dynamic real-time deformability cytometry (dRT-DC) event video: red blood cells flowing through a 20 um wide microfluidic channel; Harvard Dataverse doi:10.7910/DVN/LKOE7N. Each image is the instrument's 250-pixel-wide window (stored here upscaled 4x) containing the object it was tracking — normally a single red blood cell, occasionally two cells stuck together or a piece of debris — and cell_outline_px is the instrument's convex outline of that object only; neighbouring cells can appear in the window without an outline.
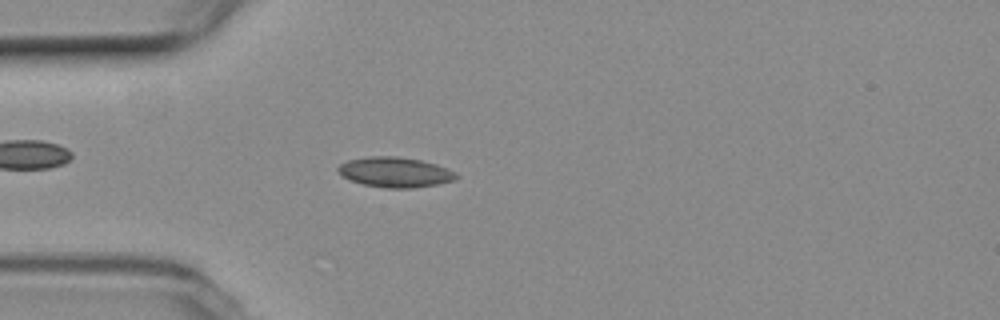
{"species": "common noctule bat (a hibernating species)", "species_latin": "Nyctalus noctula", "temperature_condition": "room temperature", "stored_images_in_passage": 47, "camera_frame_rate_fps": 3000, "um_per_image_px": 0.085, "animal": {"sex": "female", "body_mass_g": 19.3, "forearm_length_mm": 54.1}, "frame": {"image": 1, "passage_image": 8, "time_ms": 2.333, "image_size_px": [1000, 320], "cell_outline_px": [[460, 176], [456, 180], [440, 184], [412, 188], [384, 188], [364, 184], [348, 180], [336, 168], [340, 164], [348, 160], [368, 156], [392, 156], [420, 160], [436, 164], [456, 172]], "centroid_in_image_um": [33.61, 14.64], "position_along_channel_um": 51.4, "area_um2": 20.81}}
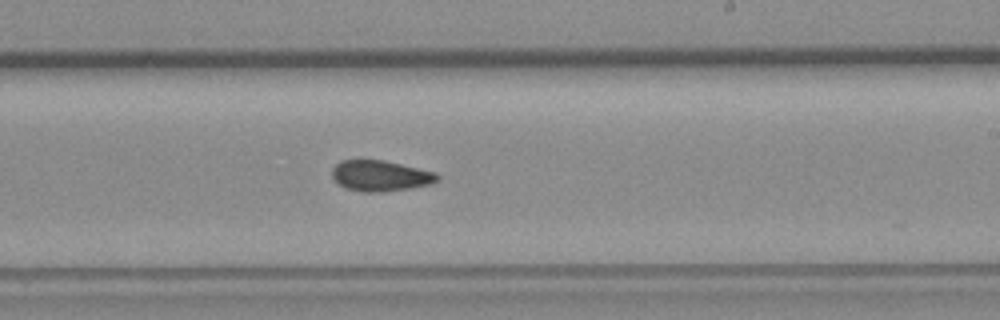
{"frame": {"image": 2, "passage_image": 25, "time_ms": 8.0, "image_size_px": [1000, 320], "cell_outline_px": [[440, 180], [432, 184], [412, 188], [384, 192], [360, 192], [344, 188], [332, 176], [332, 168], [340, 160], [384, 160], [436, 172], [440, 176]], "centroid_in_image_um": [32.37, 14.95], "position_along_channel_um": 256.6, "area_um2": 19.13}}
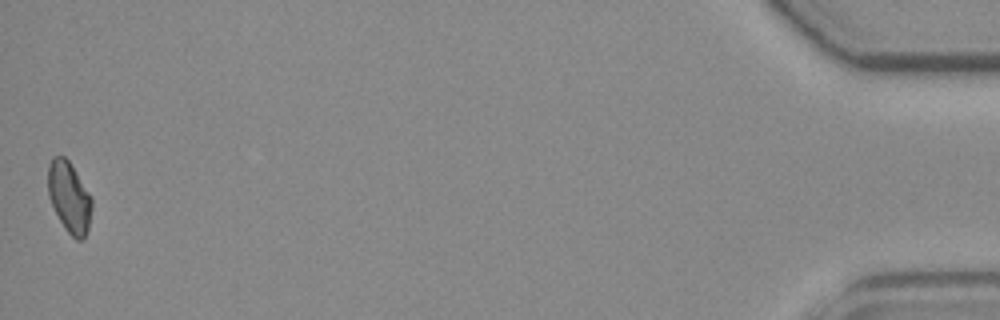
{"frame": {"image": 3, "passage_image": 47, "time_ms": 15.333, "image_size_px": [1000, 320], "cell_outline_px": [[92, 208], [88, 228], [84, 240], [76, 240], [64, 228], [48, 196], [48, 164], [52, 156], [64, 156], [68, 160], [92, 196]], "centroid_in_image_um": [5.89, 16.76], "position_along_channel_um": 429.3, "area_um2": 18.15}, "authors_computed_cell_mechanics": {"area_um2": 18.785, "velocity_mm_per_s": 3.7553, "shape_relaxation_time_tau1_ms": null, "shape_relaxation_time_tau2_ms": 4.8979, "deformation_change_tau1": null, "deformation_change_tau2": 0.0895}}